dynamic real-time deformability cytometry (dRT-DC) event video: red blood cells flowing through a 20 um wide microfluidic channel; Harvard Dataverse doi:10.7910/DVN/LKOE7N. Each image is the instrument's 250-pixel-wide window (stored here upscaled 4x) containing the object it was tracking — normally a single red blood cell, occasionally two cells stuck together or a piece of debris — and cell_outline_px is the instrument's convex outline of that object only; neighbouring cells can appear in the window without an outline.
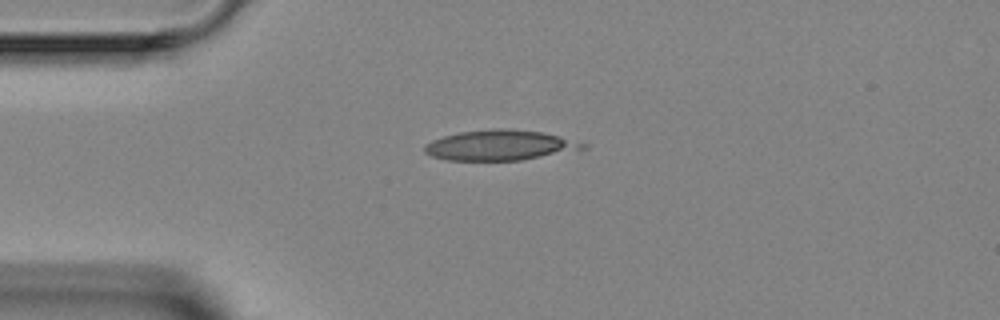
{"species": "Egyptian fruit bat (a non-hibernating species)", "species_latin": "Rousettus aegyptiacus", "temperature_condition": "room temperature", "stored_images_in_passage": 3, "camera_frame_rate_fps": 3000, "um_per_image_px": 0.085, "animal": {"sex": "female"}, "frame": {"image": 1, "passage_image": 1, "time_ms": 0.0, "image_size_px": [1000, 320], "cell_outline_px": [[588, 148], [520, 160], [444, 160], [432, 156], [424, 152], [424, 148], [432, 140], [444, 136], [460, 132], [492, 128], [508, 128], [540, 132], [560, 136], [588, 144]], "centroid_in_image_um": [42.49, 12.34], "position_along_channel_um": 42.5, "area_um2": 27.74}}